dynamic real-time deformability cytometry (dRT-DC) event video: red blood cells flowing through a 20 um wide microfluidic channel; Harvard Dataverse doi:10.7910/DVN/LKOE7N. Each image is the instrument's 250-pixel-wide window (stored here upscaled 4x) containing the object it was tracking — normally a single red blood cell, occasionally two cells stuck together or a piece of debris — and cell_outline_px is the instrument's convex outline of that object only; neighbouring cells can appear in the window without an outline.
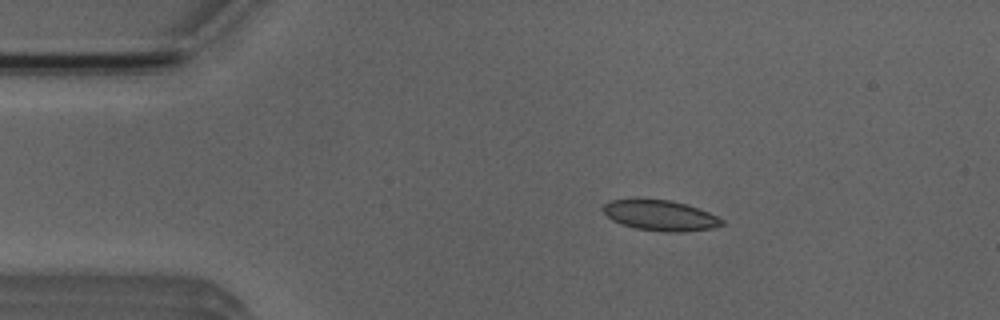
{"species": "Egyptian fruit bat (a non-hibernating species)", "species_latin": "Rousettus aegyptiacus", "temperature_condition": "room temperature", "stored_images_in_passage": 6, "camera_frame_rate_fps": 3000, "um_per_image_px": 0.085, "animal": {"sex": "male"}, "frame": {"image": 1, "passage_image": 3, "time_ms": 2.333, "image_size_px": [1000, 320], "cell_outline_px": [[724, 224], [712, 228], [684, 232], [664, 232], [636, 228], [612, 220], [600, 208], [608, 200], [672, 200], [708, 212], [724, 220]], "centroid_in_image_um": [56.12, 18.32], "position_along_channel_um": 28.9, "area_um2": 20.75}}
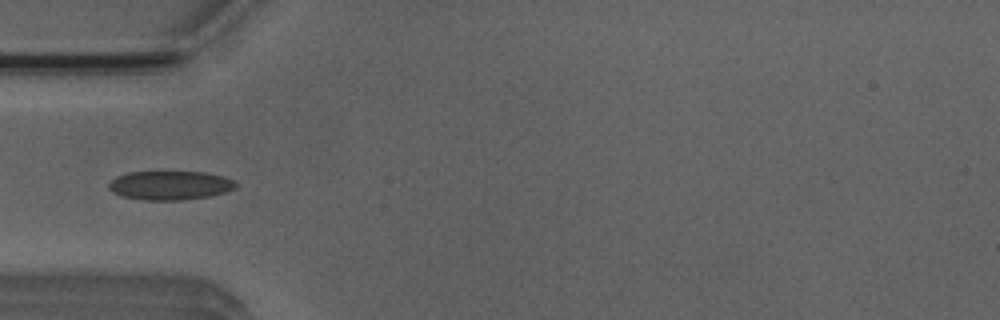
{"frame": {"image": 2, "passage_image": 5, "time_ms": 4.667, "image_size_px": [1000, 320], "cell_outline_px": [[236, 188], [224, 192], [208, 196], [184, 200], [144, 200], [120, 196], [112, 192], [108, 188], [108, 184], [116, 176], [128, 172], [204, 172], [224, 176], [232, 180], [236, 184]], "centroid_in_image_um": [14.41, 15.76], "position_along_channel_um": 70.6, "area_um2": 21.44}}